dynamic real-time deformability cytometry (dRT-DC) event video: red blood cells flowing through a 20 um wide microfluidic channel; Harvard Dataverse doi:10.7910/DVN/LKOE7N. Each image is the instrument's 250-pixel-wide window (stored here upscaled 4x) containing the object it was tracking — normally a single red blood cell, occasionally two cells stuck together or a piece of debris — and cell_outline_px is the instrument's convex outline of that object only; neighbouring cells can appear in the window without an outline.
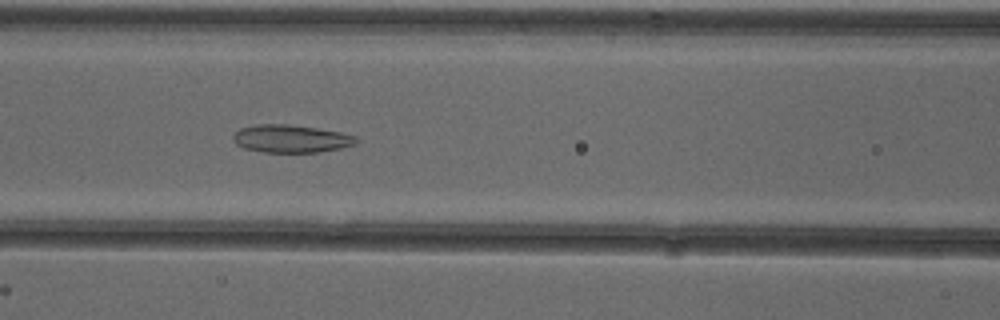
{"species": "common noctule bat (a hibernating species)", "species_latin": "Nyctalus noctula", "temperature_condition": "cold", "stored_images_in_passage": 53, "camera_frame_rate_fps": 3000, "um_per_image_px": 0.085, "animal": {"sex": "female"}, "frame": {"image": 1, "passage_image": 23, "time_ms": 7.333, "image_size_px": [1000, 320], "cell_outline_px": [[360, 140], [356, 144], [340, 148], [320, 152], [264, 152], [244, 148], [236, 144], [232, 140], [232, 136], [240, 128], [256, 124], [288, 124], [316, 128], [340, 132], [356, 136]], "centroid_in_image_um": [24.74, 11.79], "position_along_channel_um": 141.9, "area_um2": 20.0}}
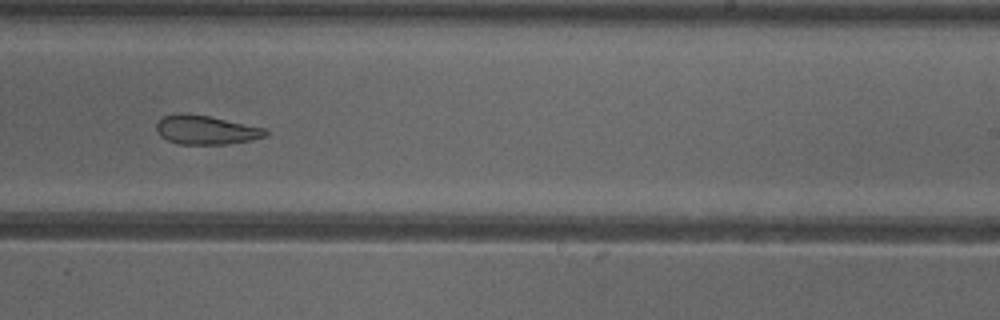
{"frame": {"image": 2, "passage_image": 33, "time_ms": 10.667, "image_size_px": [1000, 320], "cell_outline_px": [[268, 136], [252, 140], [228, 144], [180, 144], [168, 140], [160, 136], [156, 132], [156, 124], [160, 116], [180, 112], [184, 112], [208, 116], [268, 128]], "centroid_in_image_um": [17.5, 11.03], "position_along_channel_um": 271.5, "area_um2": 18.84}}
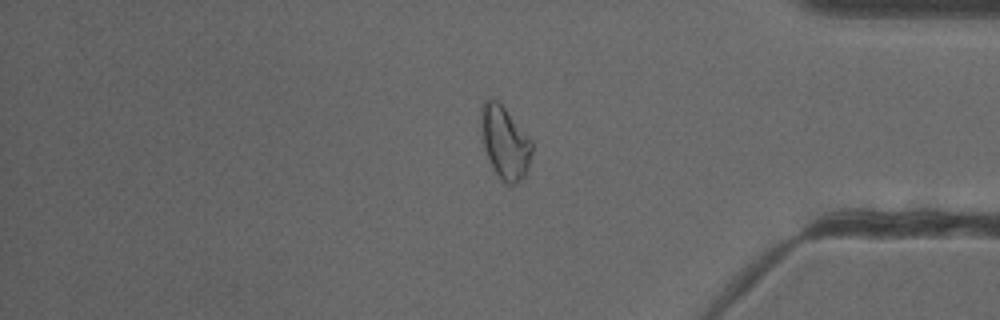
{"frame": {"image": 3, "passage_image": 44, "time_ms": 14.333, "image_size_px": [1000, 320], "cell_outline_px": [[532, 152], [528, 172], [516, 184], [508, 184], [500, 180], [492, 168], [488, 160], [484, 148], [480, 124], [480, 108], [484, 100], [500, 100], [532, 140]], "centroid_in_image_um": [42.91, 12.09], "position_along_channel_um": 392.3, "area_um2": 22.14}, "authors_computed_cell_mechanics": {"area_um2": 23.0044, "velocity_mm_per_s": 3.9005, "shape_relaxation_time_tau1_ms": null, "shape_relaxation_time_tau2_ms": 3.2839, "deformation_change_tau1": null, "deformation_change_tau2": 0.1124}}